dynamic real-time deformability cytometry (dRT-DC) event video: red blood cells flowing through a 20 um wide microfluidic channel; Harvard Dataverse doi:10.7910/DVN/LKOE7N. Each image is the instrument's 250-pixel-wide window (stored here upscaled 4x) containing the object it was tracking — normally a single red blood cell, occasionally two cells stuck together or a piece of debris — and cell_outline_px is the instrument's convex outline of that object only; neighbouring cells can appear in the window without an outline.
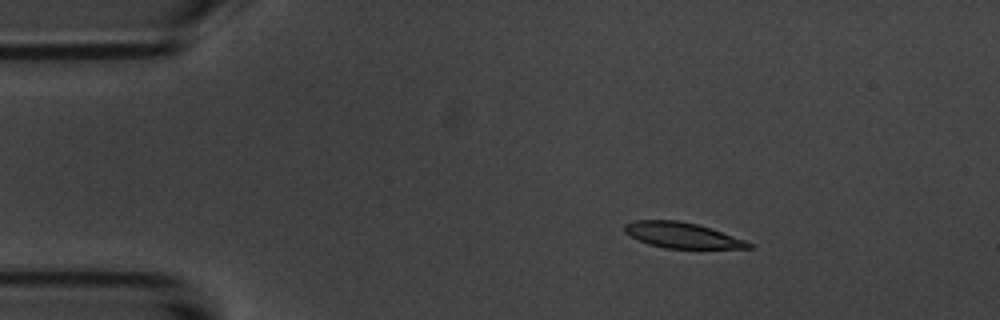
{"species": "common noctule bat (a hibernating species)", "species_latin": "Nyctalus noctula", "temperature_condition": "room temperature", "stored_images_in_passage": 5, "camera_frame_rate_fps": 3000, "um_per_image_px": 0.085, "animal": {"sex": "male", "body_mass_g": 20.1, "forearm_length_mm": 53.5}, "frame": {"image": 1, "passage_image": 3, "time_ms": 2.333, "image_size_px": [1000, 320], "cell_outline_px": [[756, 248], [664, 248], [648, 244], [624, 232], [624, 224], [636, 220], [680, 220], [712, 228], [756, 244]], "centroid_in_image_um": [58.03, 19.99], "position_along_channel_um": 27.0, "area_um2": 18.55}}